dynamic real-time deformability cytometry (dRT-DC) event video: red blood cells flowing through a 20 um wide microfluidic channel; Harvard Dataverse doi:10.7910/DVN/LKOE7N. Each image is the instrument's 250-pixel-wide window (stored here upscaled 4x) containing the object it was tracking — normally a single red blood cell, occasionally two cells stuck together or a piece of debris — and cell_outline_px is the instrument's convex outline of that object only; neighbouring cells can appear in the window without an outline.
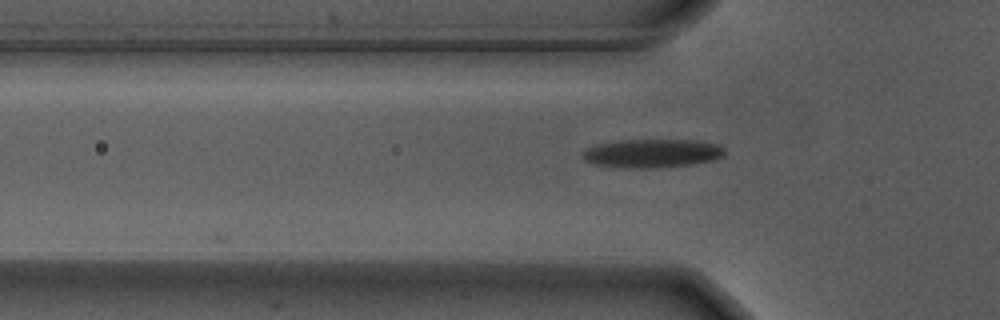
{"species": "Egyptian fruit bat (a non-hibernating species)", "species_latin": "Rousettus aegyptiacus", "temperature_condition": "warm", "stored_images_in_passage": 7, "camera_frame_rate_fps": 3000, "um_per_image_px": 0.085, "animal": {"sex": "male"}, "frame": {"image": 1, "passage_image": 7, "time_ms": 2.0, "image_size_px": [1000, 320], "cell_outline_px": [[724, 156], [716, 160], [692, 164], [660, 168], [624, 168], [596, 164], [584, 160], [580, 156], [588, 148], [600, 144], [620, 140], [692, 140], [716, 144], [724, 148]], "centroid_in_image_um": [55.46, 13.04], "position_along_channel_um": 70.3, "area_um2": 23.64}}